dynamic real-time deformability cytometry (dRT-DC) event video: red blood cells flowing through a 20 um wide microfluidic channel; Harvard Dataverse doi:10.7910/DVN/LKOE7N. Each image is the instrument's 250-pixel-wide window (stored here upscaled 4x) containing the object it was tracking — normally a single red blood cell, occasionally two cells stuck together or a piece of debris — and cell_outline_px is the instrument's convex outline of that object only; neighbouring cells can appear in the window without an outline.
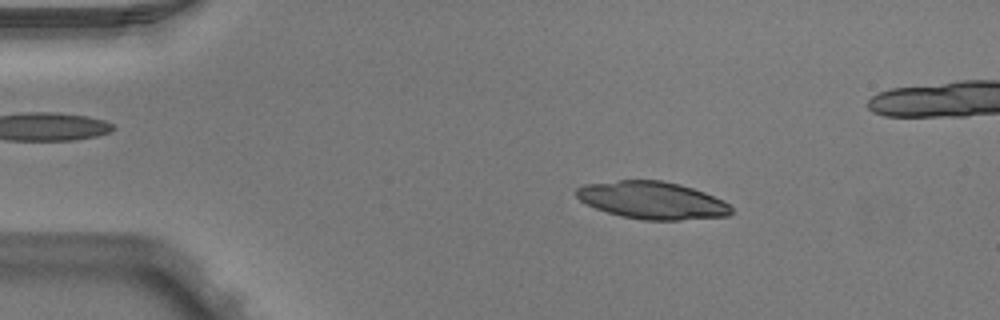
{"species": "Egyptian fruit bat (a non-hibernating species)", "species_latin": "Rousettus aegyptiacus", "temperature_condition": "warm", "stored_images_in_passage": 51, "camera_frame_rate_fps": 3000, "um_per_image_px": 0.085, "animal": {"sex": "male"}, "frame": {"image": 1, "passage_image": 9, "time_ms": 2.667, "image_size_px": [1000, 320], "cell_outline_px": [[732, 212], [728, 216], [680, 220], [644, 220], [620, 216], [596, 208], [580, 200], [576, 196], [576, 188], [584, 184], [620, 180], [660, 180], [680, 184], [704, 192], [724, 200], [732, 208]], "centroid_in_image_um": [55.45, 17.02], "position_along_channel_um": 29.5, "area_um2": 33.76}}